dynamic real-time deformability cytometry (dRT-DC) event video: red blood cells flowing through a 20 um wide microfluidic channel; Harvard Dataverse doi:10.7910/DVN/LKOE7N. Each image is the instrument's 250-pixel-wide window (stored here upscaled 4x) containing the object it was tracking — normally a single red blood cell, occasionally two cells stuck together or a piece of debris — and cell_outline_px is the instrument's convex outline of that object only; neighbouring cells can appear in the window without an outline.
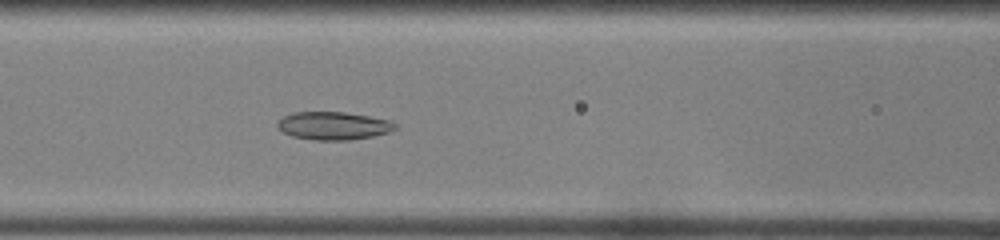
{"species": "common noctule bat (a hibernating species)", "species_latin": "Nyctalus noctula", "temperature_condition": "room temperature", "stored_images_in_passage": 37, "camera_frame_rate_fps": 3000, "um_per_image_px": 0.085, "animal": {"sex": "female", "body_mass_g": 22.0, "forearm_length_mm": 56.7}, "frame": {"image": 1, "passage_image": 10, "time_ms": 3.0, "image_size_px": [1000, 240], "cell_outline_px": [[396, 128], [388, 132], [372, 136], [348, 140], [312, 140], [292, 136], [276, 128], [276, 124], [284, 116], [292, 112], [344, 112], [368, 116], [388, 120], [396, 124]], "centroid_in_image_um": [28.29, 10.69], "position_along_channel_um": 138.3, "area_um2": 19.07}}
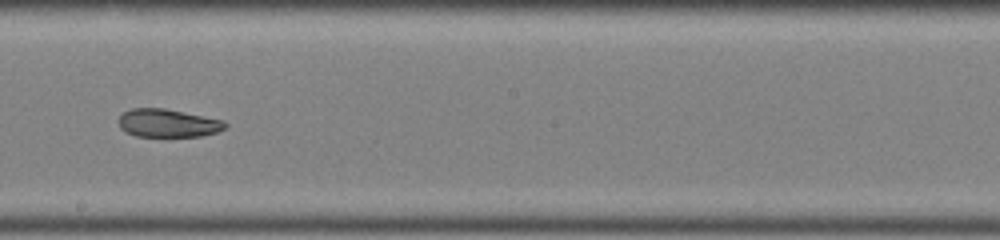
{"frame": {"image": 2, "passage_image": 17, "time_ms": 5.333, "image_size_px": [1000, 240], "cell_outline_px": [[228, 128], [216, 132], [200, 136], [136, 136], [120, 128], [120, 116], [124, 112], [132, 108], [164, 108], [224, 120], [228, 124]], "centroid_in_image_um": [14.32, 10.46], "position_along_channel_um": 233.9, "area_um2": 17.34}}
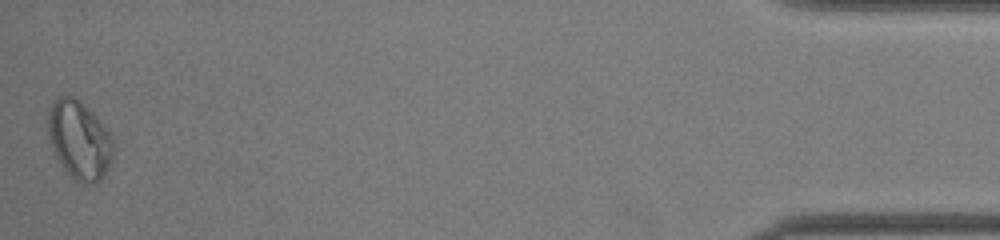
{"frame": {"image": 3, "passage_image": 37, "time_ms": 12.0, "image_size_px": [1000, 240], "cell_outline_px": [[112, 160], [104, 176], [96, 184], [84, 184], [76, 180], [60, 164], [52, 152], [48, 140], [48, 108], [52, 100], [56, 96], [76, 96], [100, 120], [112, 136]], "centroid_in_image_um": [6.71, 11.88], "position_along_channel_um": 428.5, "area_um2": 30.29}, "authors_computed_cell_mechanics": {"area_um2": 20.23, "velocity_mm_per_s": 4.1173, "shape_relaxation_time_tau1_ms": null, "shape_relaxation_time_tau2_ms": 3.3446, "deformation_change_tau1": null, "deformation_change_tau2": 0.0864}}